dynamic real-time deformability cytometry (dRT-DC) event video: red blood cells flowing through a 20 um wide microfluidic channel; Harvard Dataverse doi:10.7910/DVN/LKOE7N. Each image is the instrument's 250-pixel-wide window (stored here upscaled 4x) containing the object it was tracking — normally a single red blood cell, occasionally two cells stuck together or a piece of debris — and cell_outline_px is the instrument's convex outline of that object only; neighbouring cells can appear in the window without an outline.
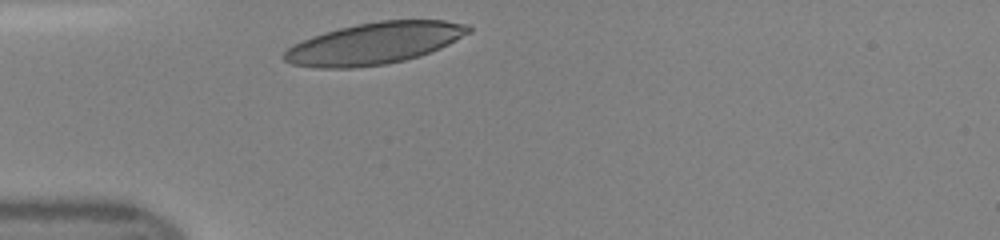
{"species": "human", "species_latin": "Homo sapiens", "temperature_condition": "room temperature", "stored_images_in_passage": 34, "camera_frame_rate_fps": 3000, "um_per_image_px": 0.085, "donor": {"sex": "female"}, "frame": {"image": 1, "passage_image": 1, "time_ms": 0.0, "image_size_px": [1000, 240], "cell_outline_px": [[472, 32], [440, 48], [420, 56], [404, 60], [384, 64], [352, 68], [316, 68], [292, 64], [284, 60], [280, 56], [292, 44], [312, 36], [324, 32], [356, 24], [380, 20], [444, 20], [468, 24], [472, 28]], "centroid_in_image_um": [31.82, 3.68], "position_along_channel_um": 53.2, "area_um2": 44.91}}
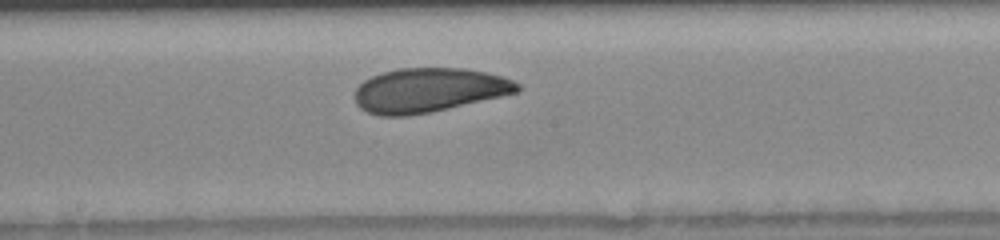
{"frame": {"image": 2, "passage_image": 13, "time_ms": 4.0, "image_size_px": [1000, 240], "cell_outline_px": [[520, 92], [432, 112], [404, 116], [380, 116], [368, 112], [360, 108], [356, 104], [356, 88], [364, 80], [372, 76], [384, 72], [400, 68], [464, 68], [484, 72], [500, 76], [512, 80], [520, 84]], "centroid_in_image_um": [36.46, 7.67], "position_along_channel_um": 211.7, "area_um2": 41.85}}
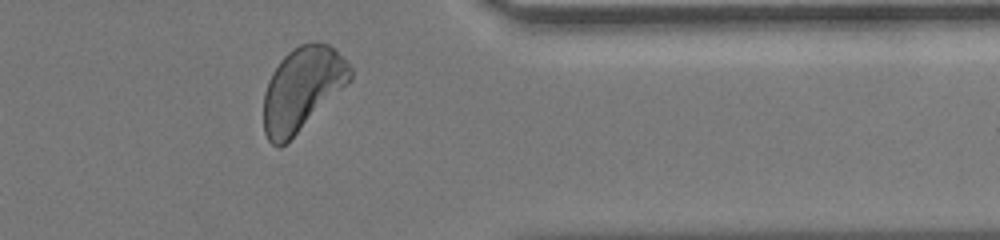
{"frame": {"image": 3, "passage_image": 26, "time_ms": 8.333, "image_size_px": [1000, 240], "cell_outline_px": [[352, 80], [348, 84], [280, 148], [272, 144], [268, 140], [264, 132], [264, 92], [268, 80], [272, 72], [280, 60], [292, 48], [300, 44], [316, 40], [328, 44], [352, 68]], "centroid_in_image_um": [25.67, 7.53], "position_along_channel_um": 385.7, "area_um2": 41.79}}